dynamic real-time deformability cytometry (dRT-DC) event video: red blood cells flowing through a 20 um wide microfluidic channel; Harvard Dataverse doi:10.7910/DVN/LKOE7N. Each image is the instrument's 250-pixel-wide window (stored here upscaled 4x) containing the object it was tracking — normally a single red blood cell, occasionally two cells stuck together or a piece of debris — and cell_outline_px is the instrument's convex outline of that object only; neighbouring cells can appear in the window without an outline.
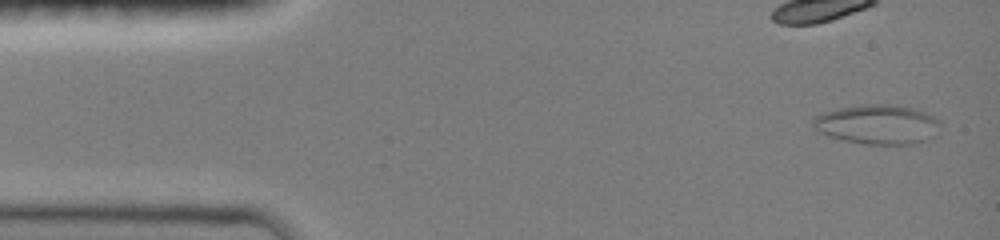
{"species": "common noctule bat (a hibernating species)", "species_latin": "Nyctalus noctula", "temperature_condition": "room temperature", "stored_images_in_passage": 5, "camera_frame_rate_fps": 3000, "um_per_image_px": 0.085, "animal": {"sex": "female", "body_mass_g": 19.0, "forearm_length_mm": 51.5}, "frame": {"image": 1, "passage_image": 1, "time_ms": 0.0, "image_size_px": [1000, 240], "cell_outline_px": [[940, 124], [932, 136], [928, 140], [920, 144], [864, 144], [840, 140], [816, 132], [812, 128], [812, 120], [816, 116], [824, 112], [836, 108], [864, 104], [892, 104], [916, 108], [940, 120]], "centroid_in_image_um": [74.54, 10.58], "position_along_channel_um": 10.5, "area_um2": 29.77}}